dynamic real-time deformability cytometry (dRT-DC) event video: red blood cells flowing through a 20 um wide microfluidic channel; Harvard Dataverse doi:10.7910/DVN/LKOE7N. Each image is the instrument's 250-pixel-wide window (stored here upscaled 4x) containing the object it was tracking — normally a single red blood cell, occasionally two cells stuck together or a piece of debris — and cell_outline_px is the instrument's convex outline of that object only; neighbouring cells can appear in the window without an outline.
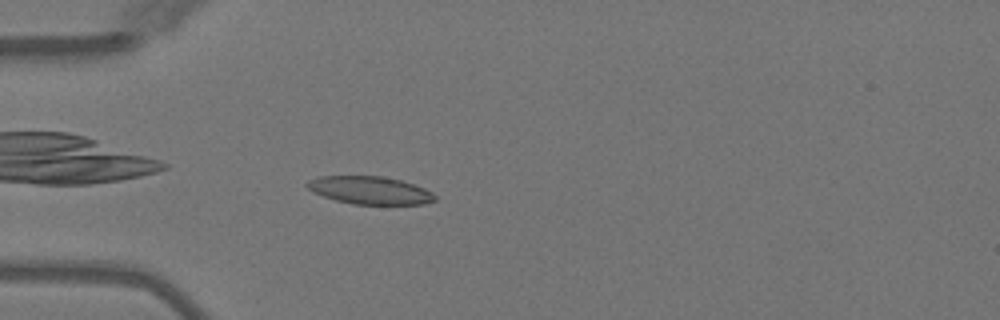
{"species": "Egyptian fruit bat (a non-hibernating species)", "species_latin": "Rousettus aegyptiacus", "temperature_condition": "warm", "stored_images_in_passage": 4, "camera_frame_rate_fps": 3000, "um_per_image_px": 0.085, "animal": {"sex": "female"}, "frame": {"image": 1, "passage_image": 2, "time_ms": 2.0, "image_size_px": [1000, 320], "cell_outline_px": [[436, 200], [424, 204], [352, 204], [336, 200], [312, 192], [304, 184], [308, 180], [320, 176], [380, 176], [400, 180], [424, 188], [432, 192], [436, 196]], "centroid_in_image_um": [31.42, 16.17], "position_along_channel_um": 53.6, "area_um2": 20.63}}
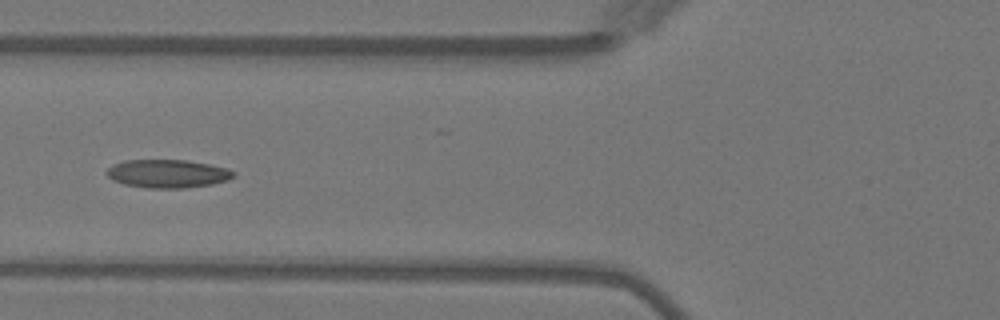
{"frame": {"image": 2, "passage_image": 4, "time_ms": 3.667, "image_size_px": [1000, 320], "cell_outline_px": [[236, 176], [228, 180], [212, 184], [184, 188], [148, 188], [124, 184], [112, 180], [104, 172], [112, 164], [124, 160], [188, 160], [228, 168], [236, 172]], "centroid_in_image_um": [14.25, 14.76], "position_along_channel_um": 111.6, "area_um2": 21.1}}